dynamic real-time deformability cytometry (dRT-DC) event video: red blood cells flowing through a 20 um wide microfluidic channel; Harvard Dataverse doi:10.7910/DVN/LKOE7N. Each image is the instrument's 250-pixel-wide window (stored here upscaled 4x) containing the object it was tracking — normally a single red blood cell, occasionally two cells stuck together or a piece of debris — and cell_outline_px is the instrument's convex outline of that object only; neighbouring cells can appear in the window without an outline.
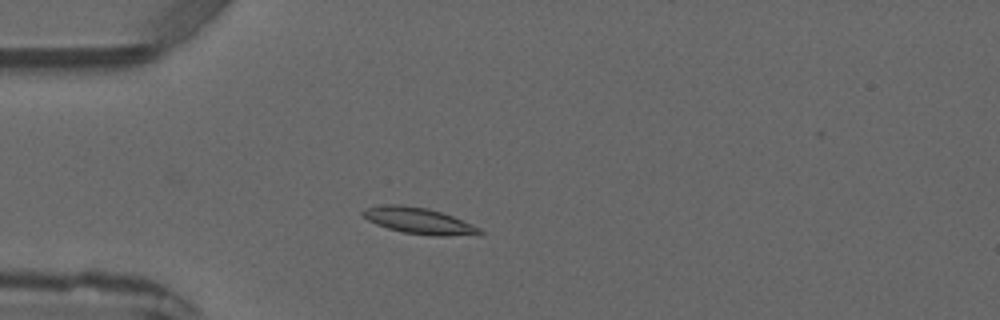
{"species": "common noctule bat (a hibernating species)", "species_latin": "Nyctalus noctula", "temperature_condition": "warm", "stored_images_in_passage": 2, "camera_frame_rate_fps": 3000, "um_per_image_px": 0.085, "animal": {"sex": "male", "forearm_length_mm": 52.5}, "frame": {"image": 1, "passage_image": 2, "time_ms": 1.0, "image_size_px": [1000, 320], "cell_outline_px": [[484, 232], [448, 236], [432, 236], [404, 232], [388, 228], [376, 224], [368, 220], [360, 212], [364, 208], [388, 204], [400, 204], [428, 208], [452, 216], [472, 224], [480, 228]], "centroid_in_image_um": [35.54, 18.75], "position_along_channel_um": 49.5, "area_um2": 17.57}}